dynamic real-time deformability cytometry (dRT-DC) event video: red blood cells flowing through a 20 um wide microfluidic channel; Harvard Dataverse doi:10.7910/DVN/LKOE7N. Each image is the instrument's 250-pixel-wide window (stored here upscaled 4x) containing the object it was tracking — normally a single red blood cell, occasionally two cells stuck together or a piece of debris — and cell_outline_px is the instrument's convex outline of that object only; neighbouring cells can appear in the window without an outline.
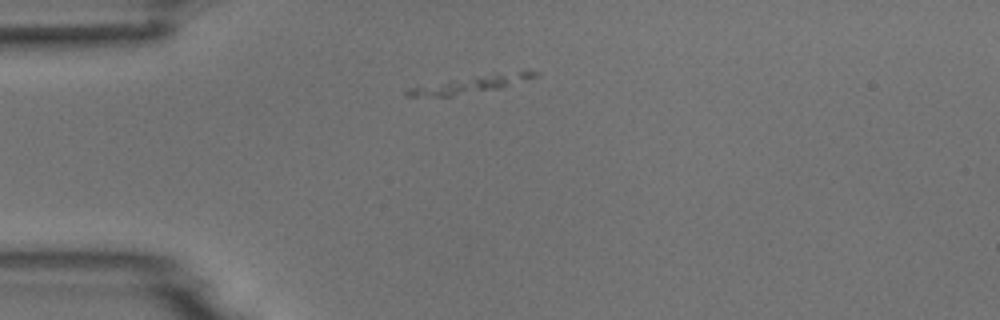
{"species": "common noctule bat (a hibernating species)", "species_latin": "Nyctalus noctula", "temperature_condition": "room temperature", "stored_images_in_passage": 4, "camera_frame_rate_fps": 3000, "um_per_image_px": 0.085, "animal": {"sex": "male", "body_mass_g": 18.8}, "frame": {"image": 1, "passage_image": 1, "time_ms": 0.0, "image_size_px": [1000, 320], "cell_outline_px": [[512, 76], [500, 88], [452, 96], [404, 96], [404, 92], [408, 88], [448, 80], [492, 72], [500, 72]], "centroid_in_image_um": [39.16, 7.27], "position_along_channel_um": 45.8, "area_um2": 10.69}}